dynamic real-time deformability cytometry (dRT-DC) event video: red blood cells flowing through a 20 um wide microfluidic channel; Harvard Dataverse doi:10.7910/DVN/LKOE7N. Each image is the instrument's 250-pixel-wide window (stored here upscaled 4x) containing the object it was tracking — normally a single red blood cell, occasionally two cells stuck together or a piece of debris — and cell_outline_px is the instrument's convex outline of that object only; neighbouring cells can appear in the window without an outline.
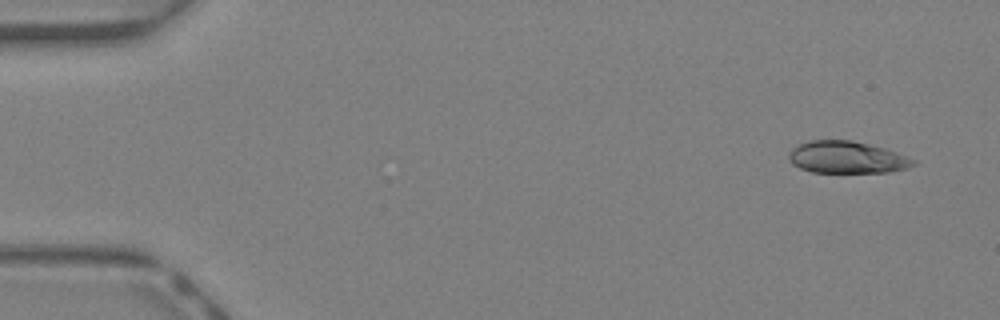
{"species": "Egyptian fruit bat (a non-hibernating species)", "species_latin": "Rousettus aegyptiacus", "temperature_condition": "warm", "stored_images_in_passage": 45, "camera_frame_rate_fps": 3000, "um_per_image_px": 0.085, "animal": {"sex": "female"}, "frame": {"image": 1, "passage_image": 3, "time_ms": 0.667, "image_size_px": [1000, 320], "cell_outline_px": [[916, 164], [908, 168], [888, 172], [812, 172], [800, 168], [792, 164], [788, 160], [788, 152], [792, 148], [808, 140], [852, 140], [884, 148], [896, 152], [916, 160]], "centroid_in_image_um": [71.96, 13.37], "position_along_channel_um": 13.0, "area_um2": 23.29}}
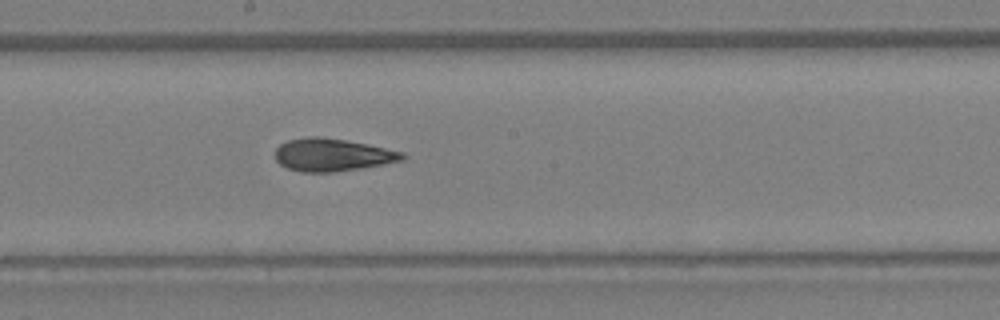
{"frame": {"image": 2, "passage_image": 25, "time_ms": 8.0, "image_size_px": [1000, 320], "cell_outline_px": [[408, 156], [404, 160], [384, 164], [336, 172], [300, 172], [288, 168], [280, 164], [276, 160], [276, 148], [280, 144], [288, 140], [308, 136], [320, 136], [344, 140], [404, 152]], "centroid_in_image_um": [28.25, 13.17], "position_along_channel_um": 220.0, "area_um2": 24.16}}
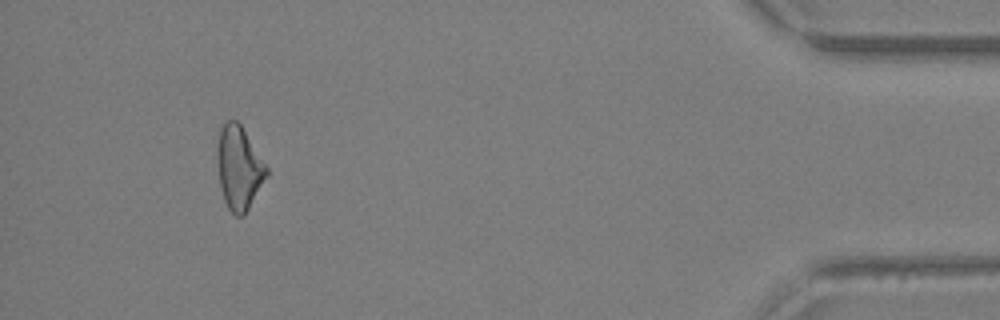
{"frame": {"image": 3, "passage_image": 42, "time_ms": 13.667, "image_size_px": [1000, 320], "cell_outline_px": [[268, 176], [244, 216], [236, 216], [228, 208], [224, 200], [220, 188], [216, 156], [216, 152], [220, 128], [228, 120], [236, 120], [240, 124], [268, 168]], "centroid_in_image_um": [20.3, 14.29], "position_along_channel_um": 414.9, "area_um2": 23.99}, "authors_computed_cell_mechanics": {"area_um2": 23.987, "velocity_mm_per_s": 4.593, "shape_relaxation_time_tau1_ms": null, "shape_relaxation_time_tau2_ms": 2.9099, "deformation_change_tau1": null, "deformation_change_tau2": 0.0994}}